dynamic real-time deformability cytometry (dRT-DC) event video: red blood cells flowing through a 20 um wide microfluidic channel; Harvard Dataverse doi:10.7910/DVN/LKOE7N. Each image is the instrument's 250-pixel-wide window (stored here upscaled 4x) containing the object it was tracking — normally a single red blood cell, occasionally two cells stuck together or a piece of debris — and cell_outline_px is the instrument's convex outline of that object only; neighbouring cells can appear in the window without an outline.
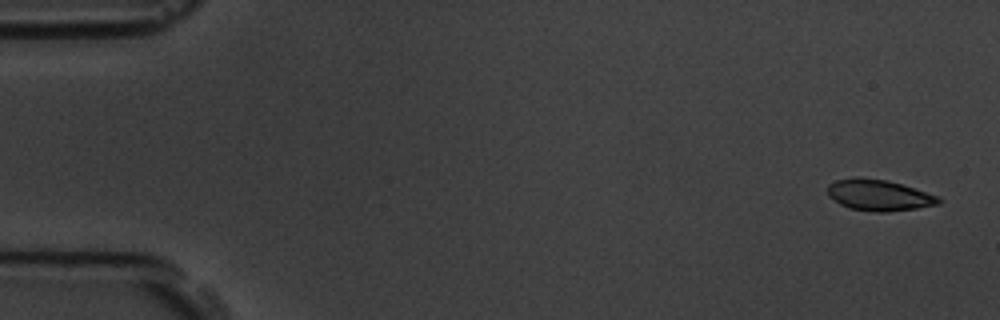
{"species": "common noctule bat (a hibernating species)", "species_latin": "Nyctalus noctula", "temperature_condition": "room temperature", "stored_images_in_passage": 4, "camera_frame_rate_fps": 3000, "um_per_image_px": 0.085, "animal": {"sex": "male", "body_mass_g": 19.5, "forearm_length_mm": 54.6}, "frame": {"image": 1, "passage_image": 1, "time_ms": 0.0, "image_size_px": [1000, 320], "cell_outline_px": [[944, 200], [940, 204], [916, 208], [888, 212], [876, 212], [848, 208], [840, 204], [828, 196], [828, 184], [836, 180], [856, 176], [860, 176], [888, 180], [940, 196]], "centroid_in_image_um": [74.72, 16.58], "position_along_channel_um": 10.3, "area_um2": 20.46}}
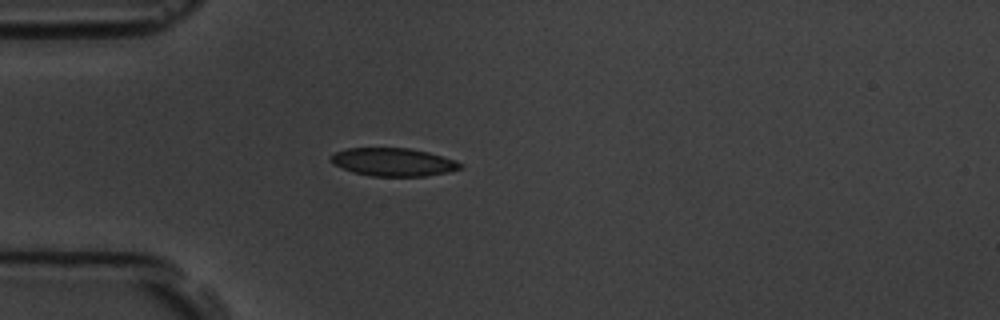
{"frame": {"image": 2, "passage_image": 4, "time_ms": 4.333, "image_size_px": [1000, 320], "cell_outline_px": [[464, 168], [448, 172], [424, 176], [372, 176], [356, 172], [344, 168], [328, 160], [336, 152], [348, 148], [408, 148], [428, 152], [456, 160], [464, 164]], "centroid_in_image_um": [33.5, 13.77], "position_along_channel_um": 51.5, "area_um2": 20.98}}